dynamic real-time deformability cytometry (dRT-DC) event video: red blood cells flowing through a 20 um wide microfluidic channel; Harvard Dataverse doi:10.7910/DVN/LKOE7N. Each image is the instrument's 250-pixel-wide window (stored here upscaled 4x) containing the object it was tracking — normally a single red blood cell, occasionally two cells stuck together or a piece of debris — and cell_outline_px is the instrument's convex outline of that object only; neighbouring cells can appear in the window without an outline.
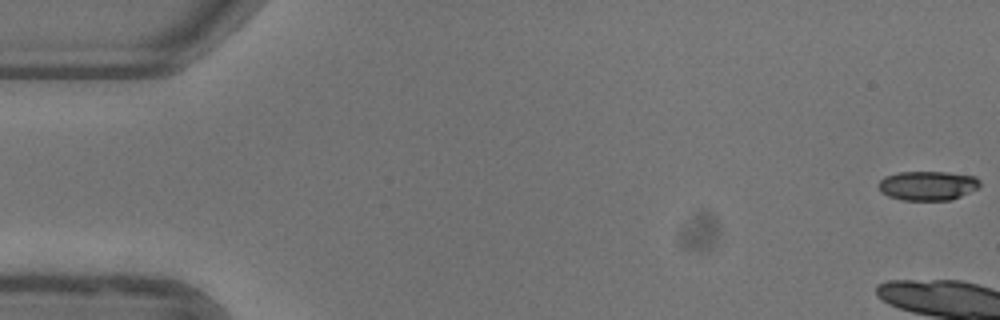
{"species": "common noctule bat (a hibernating species)", "species_latin": "Nyctalus noctula", "temperature_condition": "warm", "stored_images_in_passage": 5, "camera_frame_rate_fps": 3000, "um_per_image_px": 0.085, "animal": {"sex": "female"}, "frame": {"image": 1, "passage_image": 1, "time_ms": 0.0, "image_size_px": [1000, 320], "cell_outline_px": [[980, 188], [952, 200], [900, 200], [888, 196], [880, 192], [876, 184], [884, 176], [896, 172], [948, 172], [976, 176], [980, 180]], "centroid_in_image_um": [78.84, 15.78], "position_along_channel_um": 6.2, "area_um2": 17.74}}